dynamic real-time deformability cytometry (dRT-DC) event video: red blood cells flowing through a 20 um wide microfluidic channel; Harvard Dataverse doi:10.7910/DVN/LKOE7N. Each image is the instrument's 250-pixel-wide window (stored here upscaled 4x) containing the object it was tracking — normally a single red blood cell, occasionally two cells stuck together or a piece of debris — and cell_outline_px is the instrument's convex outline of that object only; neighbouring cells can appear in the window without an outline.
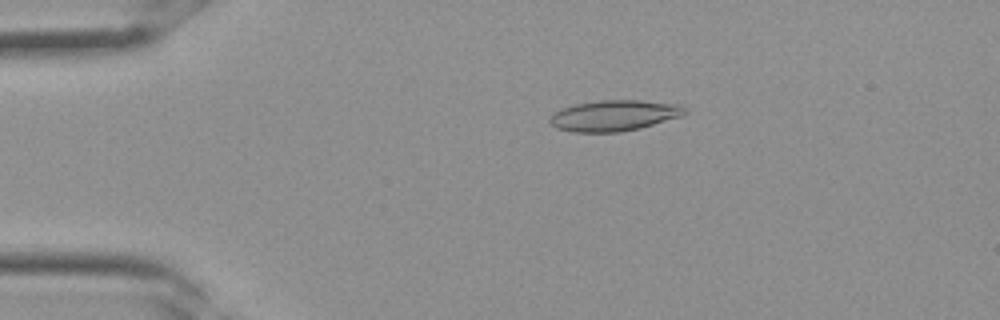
{"species": "Egyptian fruit bat (a non-hibernating species)", "species_latin": "Rousettus aegyptiacus", "temperature_condition": "room temperature", "stored_images_in_passage": 34, "camera_frame_rate_fps": 3000, "um_per_image_px": 0.085, "frame": {"image": 1, "passage_image": 7, "time_ms": 2.0, "image_size_px": [1000, 320], "cell_outline_px": [[688, 112], [680, 116], [640, 128], [620, 132], [572, 132], [556, 128], [548, 120], [552, 112], [560, 108], [576, 104], [600, 100], [640, 100], [680, 104], [688, 108]], "centroid_in_image_um": [52.19, 9.81], "position_along_channel_um": 32.8, "area_um2": 24.45}}
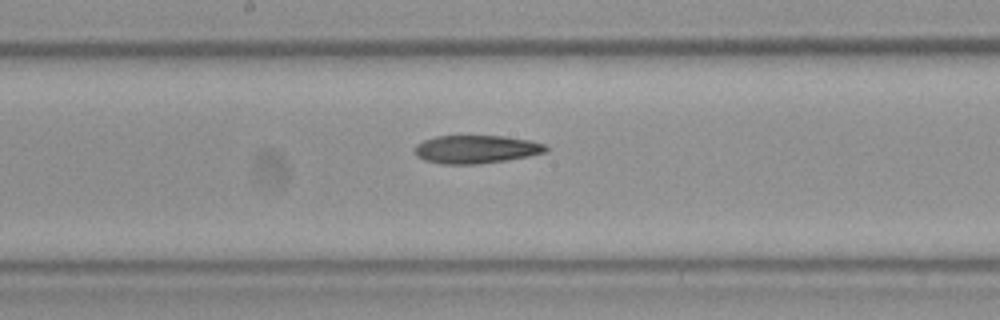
{"frame": {"image": 2, "passage_image": 18, "time_ms": 5.667, "image_size_px": [1000, 320], "cell_outline_px": [[548, 152], [528, 156], [480, 164], [444, 164], [424, 160], [416, 156], [416, 144], [424, 140], [436, 136], [504, 136], [532, 140], [544, 144], [548, 148]], "centroid_in_image_um": [40.49, 12.68], "position_along_channel_um": 207.7, "area_um2": 21.5}}
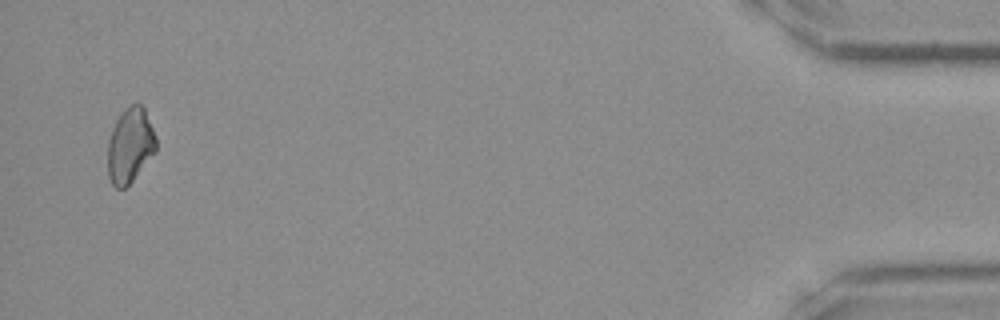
{"frame": {"image": 3, "passage_image": 33, "time_ms": 10.667, "image_size_px": [1000, 320], "cell_outline_px": [[156, 152], [132, 180], [124, 188], [116, 188], [112, 184], [108, 176], [108, 140], [112, 128], [116, 120], [124, 108], [132, 104], [140, 104], [144, 108], [156, 136]], "centroid_in_image_um": [11.05, 12.35], "position_along_channel_um": 424.2, "area_um2": 21.04}}